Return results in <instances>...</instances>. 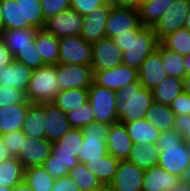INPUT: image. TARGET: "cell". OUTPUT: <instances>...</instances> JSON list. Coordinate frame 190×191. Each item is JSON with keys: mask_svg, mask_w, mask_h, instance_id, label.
Masks as SVG:
<instances>
[{"mask_svg": "<svg viewBox=\"0 0 190 191\" xmlns=\"http://www.w3.org/2000/svg\"><path fill=\"white\" fill-rule=\"evenodd\" d=\"M156 146L159 149L158 165L186 181L190 175V145L183 141L182 134L175 130L162 132Z\"/></svg>", "mask_w": 190, "mask_h": 191, "instance_id": "1", "label": "cell"}, {"mask_svg": "<svg viewBox=\"0 0 190 191\" xmlns=\"http://www.w3.org/2000/svg\"><path fill=\"white\" fill-rule=\"evenodd\" d=\"M123 52L122 63L138 70L145 58L153 52L159 40L152 27L143 26L113 38Z\"/></svg>", "mask_w": 190, "mask_h": 191, "instance_id": "2", "label": "cell"}, {"mask_svg": "<svg viewBox=\"0 0 190 191\" xmlns=\"http://www.w3.org/2000/svg\"><path fill=\"white\" fill-rule=\"evenodd\" d=\"M116 113L121 123L145 118L146 111L154 102L152 90L135 81L116 91Z\"/></svg>", "mask_w": 190, "mask_h": 191, "instance_id": "3", "label": "cell"}, {"mask_svg": "<svg viewBox=\"0 0 190 191\" xmlns=\"http://www.w3.org/2000/svg\"><path fill=\"white\" fill-rule=\"evenodd\" d=\"M56 65H44L34 69L25 92L30 103H51L59 93Z\"/></svg>", "mask_w": 190, "mask_h": 191, "instance_id": "4", "label": "cell"}, {"mask_svg": "<svg viewBox=\"0 0 190 191\" xmlns=\"http://www.w3.org/2000/svg\"><path fill=\"white\" fill-rule=\"evenodd\" d=\"M109 129L110 125L100 122H94L82 128L83 143L78 156L80 163L100 160V158L108 154L106 138Z\"/></svg>", "mask_w": 190, "mask_h": 191, "instance_id": "5", "label": "cell"}, {"mask_svg": "<svg viewBox=\"0 0 190 191\" xmlns=\"http://www.w3.org/2000/svg\"><path fill=\"white\" fill-rule=\"evenodd\" d=\"M88 95L95 116V122L108 125L119 122L116 113V91L99 86L93 82L88 88Z\"/></svg>", "mask_w": 190, "mask_h": 191, "instance_id": "6", "label": "cell"}, {"mask_svg": "<svg viewBox=\"0 0 190 191\" xmlns=\"http://www.w3.org/2000/svg\"><path fill=\"white\" fill-rule=\"evenodd\" d=\"M59 63L91 66L92 43L81 36H68L59 39Z\"/></svg>", "mask_w": 190, "mask_h": 191, "instance_id": "7", "label": "cell"}, {"mask_svg": "<svg viewBox=\"0 0 190 191\" xmlns=\"http://www.w3.org/2000/svg\"><path fill=\"white\" fill-rule=\"evenodd\" d=\"M141 27L138 8L134 7H113L110 10L106 22V37L115 38L117 35L138 30Z\"/></svg>", "mask_w": 190, "mask_h": 191, "instance_id": "8", "label": "cell"}, {"mask_svg": "<svg viewBox=\"0 0 190 191\" xmlns=\"http://www.w3.org/2000/svg\"><path fill=\"white\" fill-rule=\"evenodd\" d=\"M59 90L88 89L94 80L91 66L60 64L56 65Z\"/></svg>", "mask_w": 190, "mask_h": 191, "instance_id": "9", "label": "cell"}, {"mask_svg": "<svg viewBox=\"0 0 190 191\" xmlns=\"http://www.w3.org/2000/svg\"><path fill=\"white\" fill-rule=\"evenodd\" d=\"M190 12V0H175L173 5L152 27L160 41L164 36L185 27L186 16Z\"/></svg>", "mask_w": 190, "mask_h": 191, "instance_id": "10", "label": "cell"}, {"mask_svg": "<svg viewBox=\"0 0 190 191\" xmlns=\"http://www.w3.org/2000/svg\"><path fill=\"white\" fill-rule=\"evenodd\" d=\"M92 52L93 72L112 69L122 63L123 52L111 38L105 37L92 43Z\"/></svg>", "mask_w": 190, "mask_h": 191, "instance_id": "11", "label": "cell"}, {"mask_svg": "<svg viewBox=\"0 0 190 191\" xmlns=\"http://www.w3.org/2000/svg\"><path fill=\"white\" fill-rule=\"evenodd\" d=\"M83 130L71 128L66 134L53 143L52 153L65 163L68 170L75 167L79 162L78 156L82 149Z\"/></svg>", "mask_w": 190, "mask_h": 191, "instance_id": "12", "label": "cell"}, {"mask_svg": "<svg viewBox=\"0 0 190 191\" xmlns=\"http://www.w3.org/2000/svg\"><path fill=\"white\" fill-rule=\"evenodd\" d=\"M52 146L53 143L47 138L33 139L25 136L16 158L21 162L24 169L42 166L51 155Z\"/></svg>", "mask_w": 190, "mask_h": 191, "instance_id": "13", "label": "cell"}, {"mask_svg": "<svg viewBox=\"0 0 190 191\" xmlns=\"http://www.w3.org/2000/svg\"><path fill=\"white\" fill-rule=\"evenodd\" d=\"M44 29L59 39L68 36H81L83 30V16L69 8L48 19Z\"/></svg>", "mask_w": 190, "mask_h": 191, "instance_id": "14", "label": "cell"}, {"mask_svg": "<svg viewBox=\"0 0 190 191\" xmlns=\"http://www.w3.org/2000/svg\"><path fill=\"white\" fill-rule=\"evenodd\" d=\"M144 171L127 160H121L114 179L107 189L110 191H142Z\"/></svg>", "mask_w": 190, "mask_h": 191, "instance_id": "15", "label": "cell"}, {"mask_svg": "<svg viewBox=\"0 0 190 191\" xmlns=\"http://www.w3.org/2000/svg\"><path fill=\"white\" fill-rule=\"evenodd\" d=\"M138 81V70L123 63L112 69L94 72L93 82L107 89L118 91Z\"/></svg>", "mask_w": 190, "mask_h": 191, "instance_id": "16", "label": "cell"}, {"mask_svg": "<svg viewBox=\"0 0 190 191\" xmlns=\"http://www.w3.org/2000/svg\"><path fill=\"white\" fill-rule=\"evenodd\" d=\"M167 77L161 52L156 48L138 68V80L145 88L153 91Z\"/></svg>", "mask_w": 190, "mask_h": 191, "instance_id": "17", "label": "cell"}, {"mask_svg": "<svg viewBox=\"0 0 190 191\" xmlns=\"http://www.w3.org/2000/svg\"><path fill=\"white\" fill-rule=\"evenodd\" d=\"M107 152L117 160H127L134 143L128 135L124 123L116 122L110 125L106 138Z\"/></svg>", "mask_w": 190, "mask_h": 191, "instance_id": "18", "label": "cell"}, {"mask_svg": "<svg viewBox=\"0 0 190 191\" xmlns=\"http://www.w3.org/2000/svg\"><path fill=\"white\" fill-rule=\"evenodd\" d=\"M45 112V138L51 143L61 139L72 126L67 119L66 114L55 104L44 103Z\"/></svg>", "mask_w": 190, "mask_h": 191, "instance_id": "19", "label": "cell"}, {"mask_svg": "<svg viewBox=\"0 0 190 191\" xmlns=\"http://www.w3.org/2000/svg\"><path fill=\"white\" fill-rule=\"evenodd\" d=\"M111 7L102 6L88 15L83 16V30L81 38L86 42L94 43L106 37V22Z\"/></svg>", "mask_w": 190, "mask_h": 191, "instance_id": "20", "label": "cell"}, {"mask_svg": "<svg viewBox=\"0 0 190 191\" xmlns=\"http://www.w3.org/2000/svg\"><path fill=\"white\" fill-rule=\"evenodd\" d=\"M33 69L15 60L8 66L0 69V87H13L26 92Z\"/></svg>", "mask_w": 190, "mask_h": 191, "instance_id": "21", "label": "cell"}, {"mask_svg": "<svg viewBox=\"0 0 190 191\" xmlns=\"http://www.w3.org/2000/svg\"><path fill=\"white\" fill-rule=\"evenodd\" d=\"M183 180L161 166L156 165L144 171L142 191H165L182 183Z\"/></svg>", "mask_w": 190, "mask_h": 191, "instance_id": "22", "label": "cell"}, {"mask_svg": "<svg viewBox=\"0 0 190 191\" xmlns=\"http://www.w3.org/2000/svg\"><path fill=\"white\" fill-rule=\"evenodd\" d=\"M30 102L0 108V135L22 130Z\"/></svg>", "mask_w": 190, "mask_h": 191, "instance_id": "23", "label": "cell"}, {"mask_svg": "<svg viewBox=\"0 0 190 191\" xmlns=\"http://www.w3.org/2000/svg\"><path fill=\"white\" fill-rule=\"evenodd\" d=\"M44 103H30L22 126L26 137L33 139L45 138Z\"/></svg>", "mask_w": 190, "mask_h": 191, "instance_id": "24", "label": "cell"}, {"mask_svg": "<svg viewBox=\"0 0 190 191\" xmlns=\"http://www.w3.org/2000/svg\"><path fill=\"white\" fill-rule=\"evenodd\" d=\"M35 46L46 65L59 63V38L45 29H39L34 39Z\"/></svg>", "mask_w": 190, "mask_h": 191, "instance_id": "25", "label": "cell"}, {"mask_svg": "<svg viewBox=\"0 0 190 191\" xmlns=\"http://www.w3.org/2000/svg\"><path fill=\"white\" fill-rule=\"evenodd\" d=\"M37 31V28L7 29L0 33V38L14 56L21 49L35 45L34 39Z\"/></svg>", "mask_w": 190, "mask_h": 191, "instance_id": "26", "label": "cell"}, {"mask_svg": "<svg viewBox=\"0 0 190 191\" xmlns=\"http://www.w3.org/2000/svg\"><path fill=\"white\" fill-rule=\"evenodd\" d=\"M175 0H142L138 7L141 25L153 27Z\"/></svg>", "mask_w": 190, "mask_h": 191, "instance_id": "27", "label": "cell"}, {"mask_svg": "<svg viewBox=\"0 0 190 191\" xmlns=\"http://www.w3.org/2000/svg\"><path fill=\"white\" fill-rule=\"evenodd\" d=\"M124 124L134 145L156 144L160 131L150 121L144 118Z\"/></svg>", "mask_w": 190, "mask_h": 191, "instance_id": "28", "label": "cell"}, {"mask_svg": "<svg viewBox=\"0 0 190 191\" xmlns=\"http://www.w3.org/2000/svg\"><path fill=\"white\" fill-rule=\"evenodd\" d=\"M175 117L176 115L169 105L155 101L148 108L145 115V119L153 123L160 133L174 130Z\"/></svg>", "mask_w": 190, "mask_h": 191, "instance_id": "29", "label": "cell"}, {"mask_svg": "<svg viewBox=\"0 0 190 191\" xmlns=\"http://www.w3.org/2000/svg\"><path fill=\"white\" fill-rule=\"evenodd\" d=\"M127 161L146 170L158 165L159 149L156 144H135L129 153Z\"/></svg>", "mask_w": 190, "mask_h": 191, "instance_id": "30", "label": "cell"}, {"mask_svg": "<svg viewBox=\"0 0 190 191\" xmlns=\"http://www.w3.org/2000/svg\"><path fill=\"white\" fill-rule=\"evenodd\" d=\"M118 163L119 160L108 153L100 158V160L87 161L84 164L86 168L107 188L114 179Z\"/></svg>", "mask_w": 190, "mask_h": 191, "instance_id": "31", "label": "cell"}, {"mask_svg": "<svg viewBox=\"0 0 190 191\" xmlns=\"http://www.w3.org/2000/svg\"><path fill=\"white\" fill-rule=\"evenodd\" d=\"M22 12V29H44L46 20L42 13L41 0H16Z\"/></svg>", "mask_w": 190, "mask_h": 191, "instance_id": "32", "label": "cell"}, {"mask_svg": "<svg viewBox=\"0 0 190 191\" xmlns=\"http://www.w3.org/2000/svg\"><path fill=\"white\" fill-rule=\"evenodd\" d=\"M88 101V89H66L60 90L52 103L66 114L81 107Z\"/></svg>", "mask_w": 190, "mask_h": 191, "instance_id": "33", "label": "cell"}, {"mask_svg": "<svg viewBox=\"0 0 190 191\" xmlns=\"http://www.w3.org/2000/svg\"><path fill=\"white\" fill-rule=\"evenodd\" d=\"M152 92L155 102L170 106L172 101L184 92L183 79L168 76Z\"/></svg>", "mask_w": 190, "mask_h": 191, "instance_id": "34", "label": "cell"}, {"mask_svg": "<svg viewBox=\"0 0 190 191\" xmlns=\"http://www.w3.org/2000/svg\"><path fill=\"white\" fill-rule=\"evenodd\" d=\"M68 175L81 191H101L106 189L101 181L86 168L84 163L78 162L75 167L69 170Z\"/></svg>", "mask_w": 190, "mask_h": 191, "instance_id": "35", "label": "cell"}, {"mask_svg": "<svg viewBox=\"0 0 190 191\" xmlns=\"http://www.w3.org/2000/svg\"><path fill=\"white\" fill-rule=\"evenodd\" d=\"M24 167L16 157L0 162V186L13 188L23 182Z\"/></svg>", "mask_w": 190, "mask_h": 191, "instance_id": "36", "label": "cell"}, {"mask_svg": "<svg viewBox=\"0 0 190 191\" xmlns=\"http://www.w3.org/2000/svg\"><path fill=\"white\" fill-rule=\"evenodd\" d=\"M157 49L161 52L163 68L167 76L184 79L187 75L184 56L166 49L160 43L158 44Z\"/></svg>", "mask_w": 190, "mask_h": 191, "instance_id": "37", "label": "cell"}, {"mask_svg": "<svg viewBox=\"0 0 190 191\" xmlns=\"http://www.w3.org/2000/svg\"><path fill=\"white\" fill-rule=\"evenodd\" d=\"M23 181L34 191H51L55 179L43 166H34L24 170Z\"/></svg>", "mask_w": 190, "mask_h": 191, "instance_id": "38", "label": "cell"}, {"mask_svg": "<svg viewBox=\"0 0 190 191\" xmlns=\"http://www.w3.org/2000/svg\"><path fill=\"white\" fill-rule=\"evenodd\" d=\"M159 43L170 51L187 56L190 54V30L185 27L178 29L164 36Z\"/></svg>", "mask_w": 190, "mask_h": 191, "instance_id": "39", "label": "cell"}, {"mask_svg": "<svg viewBox=\"0 0 190 191\" xmlns=\"http://www.w3.org/2000/svg\"><path fill=\"white\" fill-rule=\"evenodd\" d=\"M3 16V30L22 29V12L16 0H0Z\"/></svg>", "mask_w": 190, "mask_h": 191, "instance_id": "40", "label": "cell"}, {"mask_svg": "<svg viewBox=\"0 0 190 191\" xmlns=\"http://www.w3.org/2000/svg\"><path fill=\"white\" fill-rule=\"evenodd\" d=\"M66 116L72 128L82 129L84 126L95 122V116L89 101L81 105V107L66 113Z\"/></svg>", "mask_w": 190, "mask_h": 191, "instance_id": "41", "label": "cell"}, {"mask_svg": "<svg viewBox=\"0 0 190 191\" xmlns=\"http://www.w3.org/2000/svg\"><path fill=\"white\" fill-rule=\"evenodd\" d=\"M14 60L34 69L46 65L35 45L27 46L14 55Z\"/></svg>", "mask_w": 190, "mask_h": 191, "instance_id": "42", "label": "cell"}, {"mask_svg": "<svg viewBox=\"0 0 190 191\" xmlns=\"http://www.w3.org/2000/svg\"><path fill=\"white\" fill-rule=\"evenodd\" d=\"M29 102L26 99L25 92L14 89L13 87H0V108Z\"/></svg>", "mask_w": 190, "mask_h": 191, "instance_id": "43", "label": "cell"}, {"mask_svg": "<svg viewBox=\"0 0 190 191\" xmlns=\"http://www.w3.org/2000/svg\"><path fill=\"white\" fill-rule=\"evenodd\" d=\"M71 0H41L44 19H48L70 8Z\"/></svg>", "mask_w": 190, "mask_h": 191, "instance_id": "44", "label": "cell"}, {"mask_svg": "<svg viewBox=\"0 0 190 191\" xmlns=\"http://www.w3.org/2000/svg\"><path fill=\"white\" fill-rule=\"evenodd\" d=\"M42 166L54 179L68 176L69 174L65 163L58 159V156L53 153H51Z\"/></svg>", "mask_w": 190, "mask_h": 191, "instance_id": "45", "label": "cell"}, {"mask_svg": "<svg viewBox=\"0 0 190 191\" xmlns=\"http://www.w3.org/2000/svg\"><path fill=\"white\" fill-rule=\"evenodd\" d=\"M1 136L5 148L8 150L11 157H17L19 148L22 147L23 138L25 137L22 130L13 131Z\"/></svg>", "mask_w": 190, "mask_h": 191, "instance_id": "46", "label": "cell"}, {"mask_svg": "<svg viewBox=\"0 0 190 191\" xmlns=\"http://www.w3.org/2000/svg\"><path fill=\"white\" fill-rule=\"evenodd\" d=\"M103 4L100 0H71L70 8L82 16L88 15Z\"/></svg>", "mask_w": 190, "mask_h": 191, "instance_id": "47", "label": "cell"}, {"mask_svg": "<svg viewBox=\"0 0 190 191\" xmlns=\"http://www.w3.org/2000/svg\"><path fill=\"white\" fill-rule=\"evenodd\" d=\"M174 130L182 134L183 141L190 145V115L179 114L175 117Z\"/></svg>", "mask_w": 190, "mask_h": 191, "instance_id": "48", "label": "cell"}, {"mask_svg": "<svg viewBox=\"0 0 190 191\" xmlns=\"http://www.w3.org/2000/svg\"><path fill=\"white\" fill-rule=\"evenodd\" d=\"M170 108L175 115H190V95L186 92H182L172 101Z\"/></svg>", "mask_w": 190, "mask_h": 191, "instance_id": "49", "label": "cell"}, {"mask_svg": "<svg viewBox=\"0 0 190 191\" xmlns=\"http://www.w3.org/2000/svg\"><path fill=\"white\" fill-rule=\"evenodd\" d=\"M51 191H81V190L68 175L55 179Z\"/></svg>", "mask_w": 190, "mask_h": 191, "instance_id": "50", "label": "cell"}, {"mask_svg": "<svg viewBox=\"0 0 190 191\" xmlns=\"http://www.w3.org/2000/svg\"><path fill=\"white\" fill-rule=\"evenodd\" d=\"M14 60V56L0 38V69L8 66Z\"/></svg>", "mask_w": 190, "mask_h": 191, "instance_id": "51", "label": "cell"}, {"mask_svg": "<svg viewBox=\"0 0 190 191\" xmlns=\"http://www.w3.org/2000/svg\"><path fill=\"white\" fill-rule=\"evenodd\" d=\"M142 0H118V7L138 8Z\"/></svg>", "mask_w": 190, "mask_h": 191, "instance_id": "52", "label": "cell"}, {"mask_svg": "<svg viewBox=\"0 0 190 191\" xmlns=\"http://www.w3.org/2000/svg\"><path fill=\"white\" fill-rule=\"evenodd\" d=\"M11 155L8 150L5 148V145L2 141V136L0 135V162L10 159Z\"/></svg>", "mask_w": 190, "mask_h": 191, "instance_id": "53", "label": "cell"}, {"mask_svg": "<svg viewBox=\"0 0 190 191\" xmlns=\"http://www.w3.org/2000/svg\"><path fill=\"white\" fill-rule=\"evenodd\" d=\"M165 191H190V187L188 186L186 181H183L178 186H175L174 188Z\"/></svg>", "mask_w": 190, "mask_h": 191, "instance_id": "54", "label": "cell"}, {"mask_svg": "<svg viewBox=\"0 0 190 191\" xmlns=\"http://www.w3.org/2000/svg\"><path fill=\"white\" fill-rule=\"evenodd\" d=\"M13 191H34L24 181L13 187Z\"/></svg>", "mask_w": 190, "mask_h": 191, "instance_id": "55", "label": "cell"}, {"mask_svg": "<svg viewBox=\"0 0 190 191\" xmlns=\"http://www.w3.org/2000/svg\"><path fill=\"white\" fill-rule=\"evenodd\" d=\"M184 92L190 95V75H186L183 79Z\"/></svg>", "mask_w": 190, "mask_h": 191, "instance_id": "56", "label": "cell"}, {"mask_svg": "<svg viewBox=\"0 0 190 191\" xmlns=\"http://www.w3.org/2000/svg\"><path fill=\"white\" fill-rule=\"evenodd\" d=\"M104 6L118 7V0H100Z\"/></svg>", "mask_w": 190, "mask_h": 191, "instance_id": "57", "label": "cell"}, {"mask_svg": "<svg viewBox=\"0 0 190 191\" xmlns=\"http://www.w3.org/2000/svg\"><path fill=\"white\" fill-rule=\"evenodd\" d=\"M185 59V68L187 71V75H190V54L187 56H184Z\"/></svg>", "mask_w": 190, "mask_h": 191, "instance_id": "58", "label": "cell"}, {"mask_svg": "<svg viewBox=\"0 0 190 191\" xmlns=\"http://www.w3.org/2000/svg\"><path fill=\"white\" fill-rule=\"evenodd\" d=\"M185 28H187L188 30H190V12H189L188 15L186 16Z\"/></svg>", "mask_w": 190, "mask_h": 191, "instance_id": "59", "label": "cell"}, {"mask_svg": "<svg viewBox=\"0 0 190 191\" xmlns=\"http://www.w3.org/2000/svg\"><path fill=\"white\" fill-rule=\"evenodd\" d=\"M3 31V16H2V10L0 7V33Z\"/></svg>", "mask_w": 190, "mask_h": 191, "instance_id": "60", "label": "cell"}, {"mask_svg": "<svg viewBox=\"0 0 190 191\" xmlns=\"http://www.w3.org/2000/svg\"><path fill=\"white\" fill-rule=\"evenodd\" d=\"M0 191H13V188L0 186Z\"/></svg>", "mask_w": 190, "mask_h": 191, "instance_id": "61", "label": "cell"}, {"mask_svg": "<svg viewBox=\"0 0 190 191\" xmlns=\"http://www.w3.org/2000/svg\"><path fill=\"white\" fill-rule=\"evenodd\" d=\"M186 182H187L188 186L190 187V175H189L188 178L186 179Z\"/></svg>", "mask_w": 190, "mask_h": 191, "instance_id": "62", "label": "cell"}]
</instances>
